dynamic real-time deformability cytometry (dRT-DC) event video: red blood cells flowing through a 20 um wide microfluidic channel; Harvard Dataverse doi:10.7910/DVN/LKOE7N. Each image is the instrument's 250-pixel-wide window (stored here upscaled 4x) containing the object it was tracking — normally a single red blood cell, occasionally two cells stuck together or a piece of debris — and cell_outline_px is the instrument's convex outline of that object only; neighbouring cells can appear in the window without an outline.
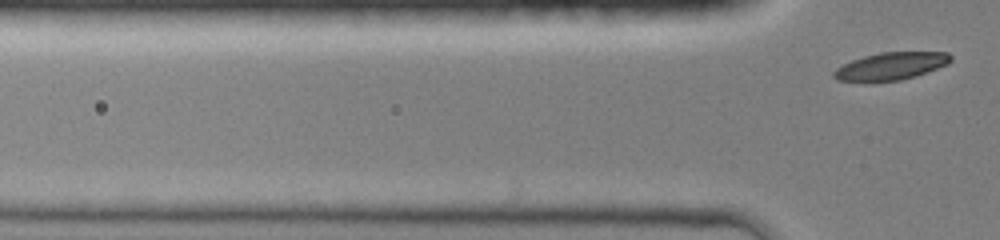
{"species": "common noctule bat (a hibernating species)", "species_latin": "Nyctalus noctula", "temperature_condition": "room temperature", "stored_images_in_passage": 4, "camera_frame_rate_fps": 3000, "um_per_image_px": 0.085, "animal": {"sex": "female", "body_mass_g": 19.0, "forearm_length_mm": 51.5}, "frame": {"image": 1, "passage_image": 4, "time_ms": 1.0, "image_size_px": [1000, 240], "cell_outline_px": [[952, 60], [948, 64], [916, 76], [900, 80], [864, 84], [836, 80], [832, 76], [832, 72], [836, 68], [852, 60], [864, 56], [880, 52], [948, 52], [952, 56]], "centroid_in_image_um": [75.66, 5.66], "position_along_channel_um": 50.1, "area_um2": 19.36}}